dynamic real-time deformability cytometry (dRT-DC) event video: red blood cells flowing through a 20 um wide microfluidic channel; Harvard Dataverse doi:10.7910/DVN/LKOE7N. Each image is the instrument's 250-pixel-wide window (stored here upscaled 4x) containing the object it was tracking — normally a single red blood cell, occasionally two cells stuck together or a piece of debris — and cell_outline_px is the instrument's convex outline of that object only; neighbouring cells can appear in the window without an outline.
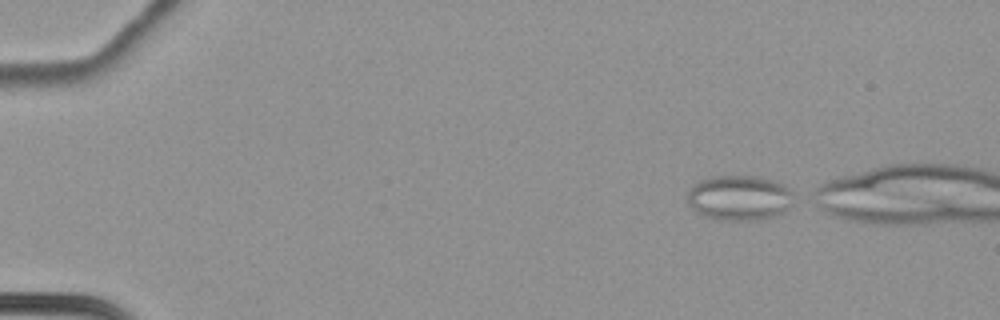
{"species": "common noctule bat (a hibernating species)", "species_latin": "Nyctalus noctula", "temperature_condition": "cold", "stored_images_in_passage": 14, "camera_frame_rate_fps": 3000, "um_per_image_px": 0.085, "animal": {"sex": "female", "body_mass_g": 22.7, "forearm_length_mm": 54.2}, "frame": {"image": 1, "passage_image": 1, "time_ms": 0.0, "image_size_px": [1000, 320], "cell_outline_px": [[796, 192], [792, 204], [784, 212], [776, 216], [756, 220], [720, 220], [704, 216], [696, 212], [688, 204], [688, 192], [692, 184], [700, 180], [712, 176], [760, 176], [784, 184]], "centroid_in_image_um": [62.88, 16.81], "position_along_channel_um": 22.1, "area_um2": 28.5}}